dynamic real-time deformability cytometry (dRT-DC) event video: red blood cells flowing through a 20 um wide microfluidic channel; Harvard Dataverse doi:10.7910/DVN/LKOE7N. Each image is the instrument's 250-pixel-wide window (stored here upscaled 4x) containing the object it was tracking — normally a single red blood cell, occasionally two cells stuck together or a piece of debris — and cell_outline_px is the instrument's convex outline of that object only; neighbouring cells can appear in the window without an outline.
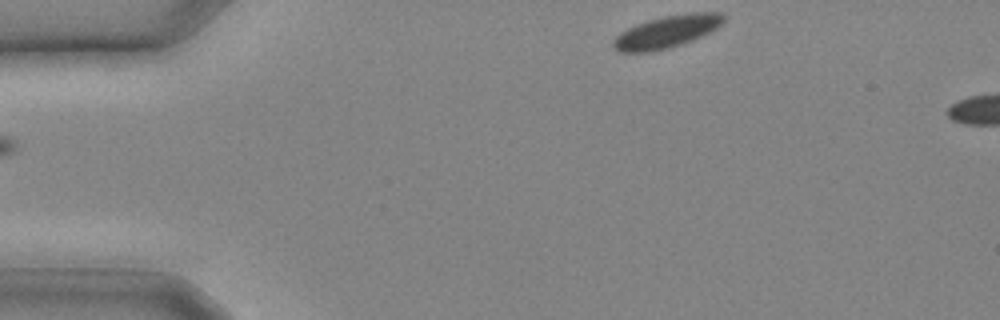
{"species": "common noctule bat (a hibernating species)", "species_latin": "Nyctalus noctula", "temperature_condition": "cold", "stored_images_in_passage": 3, "camera_frame_rate_fps": 3000, "um_per_image_px": 0.085, "animal": {"sex": "male", "body_mass_g": 20.4}, "frame": {"image": 1, "passage_image": 1, "time_ms": 0.0, "image_size_px": [1000, 320], "cell_outline_px": [[724, 20], [716, 28], [692, 40], [668, 48], [652, 52], [620, 52], [612, 44], [612, 40], [620, 32], [636, 24], [648, 20], [664, 16], [692, 12], [720, 12], [724, 16]], "centroid_in_image_um": [56.64, 2.69], "position_along_channel_um": 28.4, "area_um2": 20.52}}